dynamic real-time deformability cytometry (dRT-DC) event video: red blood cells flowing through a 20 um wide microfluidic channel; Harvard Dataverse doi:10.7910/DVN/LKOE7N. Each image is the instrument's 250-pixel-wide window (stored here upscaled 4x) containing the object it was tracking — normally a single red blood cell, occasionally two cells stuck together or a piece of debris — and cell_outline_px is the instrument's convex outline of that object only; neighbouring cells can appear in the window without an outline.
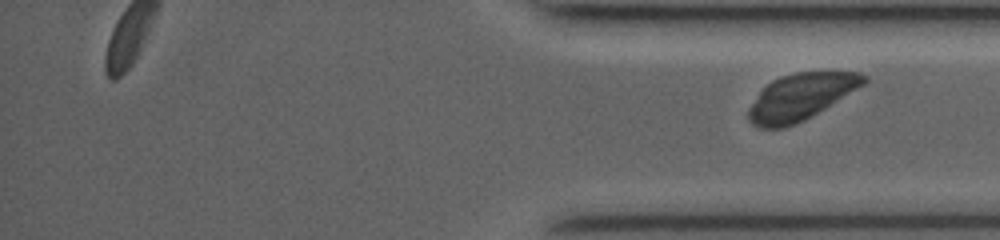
{"species": "common noctule bat (a hibernating species)", "species_latin": "Nyctalus noctula", "temperature_condition": "room temperature", "stored_images_in_passage": 16, "segment_of_instrument_passage": [2, 2], "camera_frame_rate_fps": 3500, "um_per_image_px": 0.085, "animal": {"sex": "female", "body_mass_g": 19.0, "forearm_length_mm": 53.3}, "frame": {"image": 1, "passage_image": 16, "time_ms": 10.857, "image_size_px": [1000, 240], "cell_outline_px": [[868, 80], [864, 84], [804, 120], [796, 124], [784, 128], [760, 128], [752, 124], [748, 120], [748, 108], [760, 92], [772, 80], [780, 76], [796, 72], [860, 72], [868, 76]], "centroid_in_image_um": [68.04, 8.23], "position_along_channel_um": 367.2, "area_um2": 30.81}}